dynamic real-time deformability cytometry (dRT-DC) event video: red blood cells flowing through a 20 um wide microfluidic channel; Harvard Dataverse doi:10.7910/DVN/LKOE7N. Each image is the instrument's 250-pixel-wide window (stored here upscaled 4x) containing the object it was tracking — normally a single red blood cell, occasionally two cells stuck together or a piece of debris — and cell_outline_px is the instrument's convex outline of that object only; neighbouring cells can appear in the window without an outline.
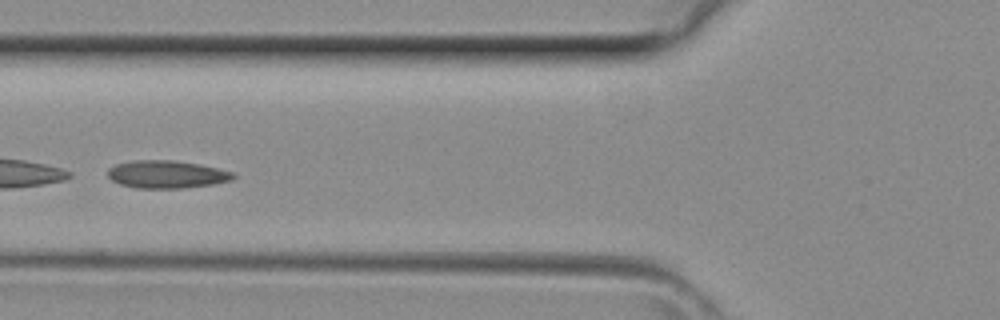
{"species": "common noctule bat (a hibernating species)", "species_latin": "Nyctalus noctula", "temperature_condition": "room temperature", "stored_images_in_passage": 25, "camera_frame_rate_fps": 3000, "um_per_image_px": 0.085, "animal": {"sex": "female", "body_mass_g": 29.2, "forearm_length_mm": 56.3}, "frame": {"image": 1, "passage_image": 8, "time_ms": 2.333, "image_size_px": [1000, 320], "cell_outline_px": [[236, 176], [232, 180], [212, 184], [184, 188], [136, 188], [120, 184], [112, 180], [108, 176], [108, 168], [116, 164], [132, 160], [176, 160], [200, 164], [232, 172]], "centroid_in_image_um": [14.15, 14.81], "position_along_channel_um": 111.6, "area_um2": 20.29}}
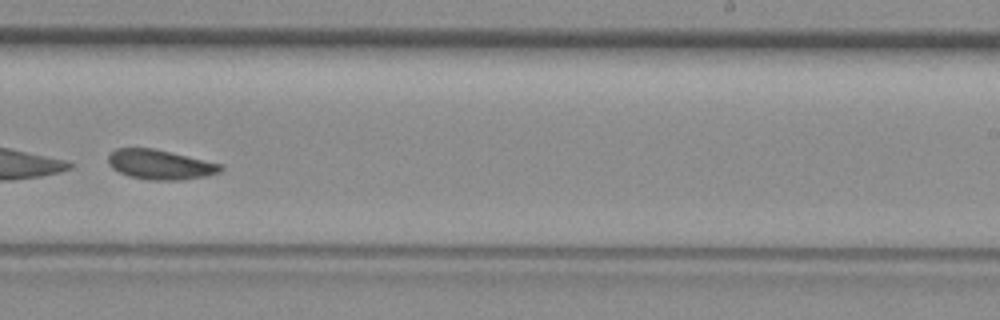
{"frame": {"image": 2, "passage_image": 18, "time_ms": 5.667, "image_size_px": [1000, 320], "cell_outline_px": [[224, 168], [220, 172], [208, 176], [184, 180], [148, 180], [128, 176], [112, 168], [108, 164], [108, 156], [116, 148], [152, 148], [220, 164]], "centroid_in_image_um": [13.59, 14.01], "position_along_channel_um": 275.4, "area_um2": 19.36}}